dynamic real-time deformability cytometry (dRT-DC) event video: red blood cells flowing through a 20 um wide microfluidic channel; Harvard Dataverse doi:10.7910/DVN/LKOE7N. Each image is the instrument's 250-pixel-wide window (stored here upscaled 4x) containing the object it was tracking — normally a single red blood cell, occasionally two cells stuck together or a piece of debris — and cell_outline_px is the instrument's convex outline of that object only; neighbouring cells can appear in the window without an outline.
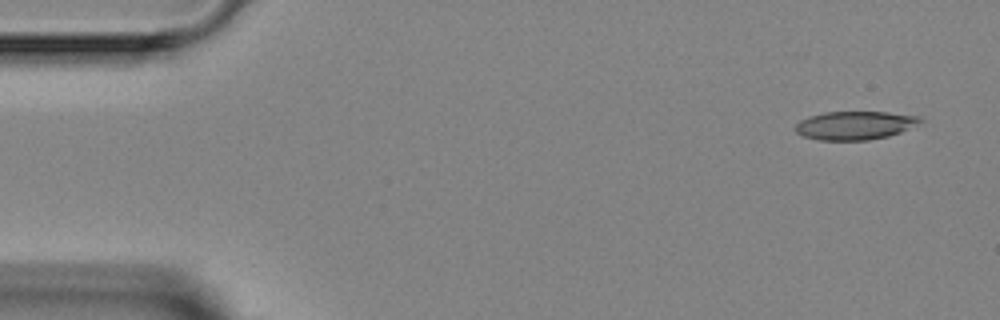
{"species": "Egyptian fruit bat (a non-hibernating species)", "species_latin": "Rousettus aegyptiacus", "temperature_condition": "room temperature", "stored_images_in_passage": 5, "segment_of_instrument_passage": [1, 2], "camera_frame_rate_fps": 3000, "um_per_image_px": 0.085, "animal": {"sex": "female"}, "frame": {"image": 1, "passage_image": 1, "time_ms": 0.0, "image_size_px": [1000, 320], "cell_outline_px": [[924, 120], [900, 132], [888, 136], [868, 140], [820, 140], [804, 136], [796, 132], [796, 124], [800, 120], [808, 116], [824, 112], [888, 112], [920, 116]], "centroid_in_image_um": [72.66, 10.65], "position_along_channel_um": 12.3, "area_um2": 20.58}}
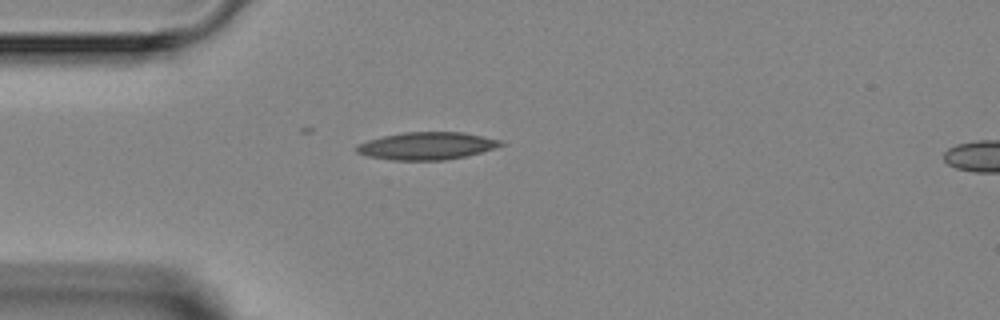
{"frame": {"image": 2, "passage_image": 4, "time_ms": 3.333, "image_size_px": [1000, 320], "cell_outline_px": [[504, 144], [480, 152], [464, 156], [444, 160], [392, 160], [368, 156], [356, 152], [356, 144], [380, 136], [404, 132], [464, 132], [504, 140]], "centroid_in_image_um": [36.25, 12.39], "position_along_channel_um": 48.8, "area_um2": 23.12}}